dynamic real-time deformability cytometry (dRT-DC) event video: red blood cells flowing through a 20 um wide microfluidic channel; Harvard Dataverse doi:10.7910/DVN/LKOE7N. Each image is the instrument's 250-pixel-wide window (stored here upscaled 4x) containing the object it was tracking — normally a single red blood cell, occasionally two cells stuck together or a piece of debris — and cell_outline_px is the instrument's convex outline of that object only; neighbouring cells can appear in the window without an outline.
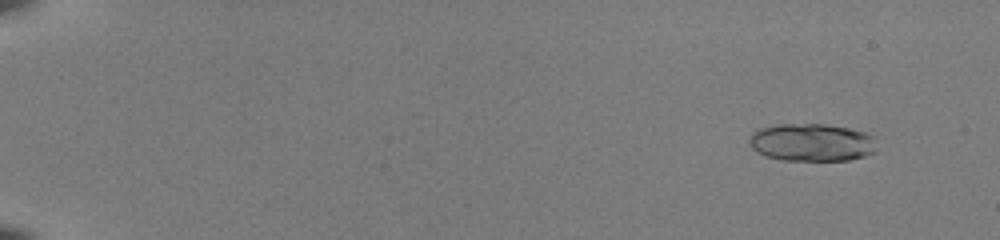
{"species": "common noctule bat (a hibernating species)", "species_latin": "Nyctalus noctula", "temperature_condition": "room temperature", "stored_images_in_passage": 54, "camera_frame_rate_fps": 3000, "um_per_image_px": 0.085, "animal": {"sex": "female", "body_mass_g": 22.0, "forearm_length_mm": 56.7}, "frame": {"image": 1, "passage_image": 5, "time_ms": 1.333, "image_size_px": [1000, 240], "cell_outline_px": [[876, 152], [864, 156], [848, 160], [780, 160], [764, 156], [756, 152], [752, 148], [748, 140], [752, 132], [760, 128], [776, 124], [824, 124], [848, 128], [864, 132], [872, 136], [876, 148]], "centroid_in_image_um": [68.96, 12.11], "position_along_channel_um": 16.0, "area_um2": 28.15}}
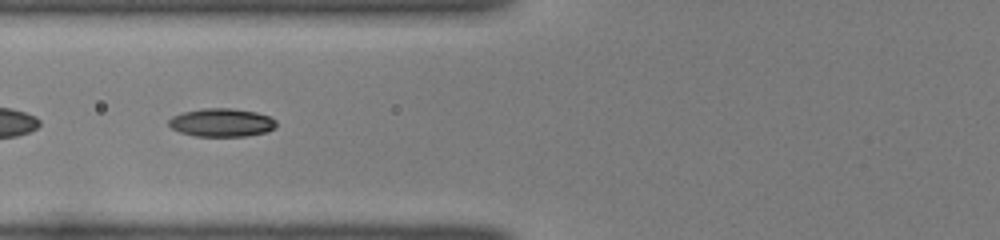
{"frame": {"image": 2, "passage_image": 25, "time_ms": 8.0, "image_size_px": [1000, 240], "cell_outline_px": [[276, 128], [268, 132], [248, 136], [196, 136], [180, 132], [172, 128], [168, 124], [168, 120], [172, 116], [184, 112], [204, 108], [232, 108], [256, 112], [268, 116], [276, 120]], "centroid_in_image_um": [18.86, 10.42], "position_along_channel_um": 106.9, "area_um2": 17.8}}
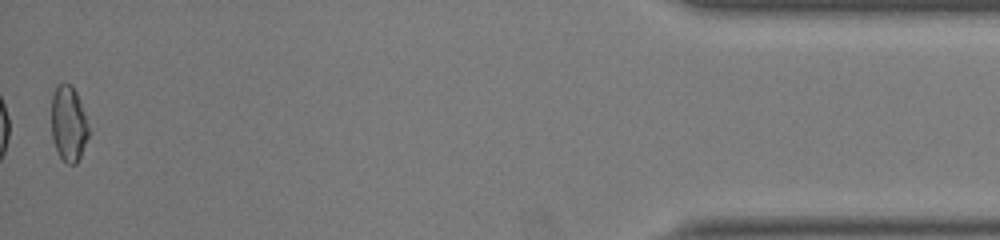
{"frame": {"image": 3, "passage_image": 54, "time_ms": 17.667, "image_size_px": [1000, 240], "cell_outline_px": [[88, 136], [80, 156], [76, 164], [68, 164], [60, 156], [56, 148], [52, 136], [52, 96], [56, 84], [68, 84], [76, 92], [88, 124]], "centroid_in_image_um": [5.81, 10.51], "position_along_channel_um": 429.4, "area_um2": 15.95}, "authors_computed_cell_mechanics": {"area_um2": 17.5134, "velocity_mm_per_s": 4.0201, "shape_relaxation_time_tau1_ms": 8.651, "shape_relaxation_time_tau2_ms": 1.842, "deformation_change_tau1": 0.2251, "deformation_change_tau2": 0.0469}}